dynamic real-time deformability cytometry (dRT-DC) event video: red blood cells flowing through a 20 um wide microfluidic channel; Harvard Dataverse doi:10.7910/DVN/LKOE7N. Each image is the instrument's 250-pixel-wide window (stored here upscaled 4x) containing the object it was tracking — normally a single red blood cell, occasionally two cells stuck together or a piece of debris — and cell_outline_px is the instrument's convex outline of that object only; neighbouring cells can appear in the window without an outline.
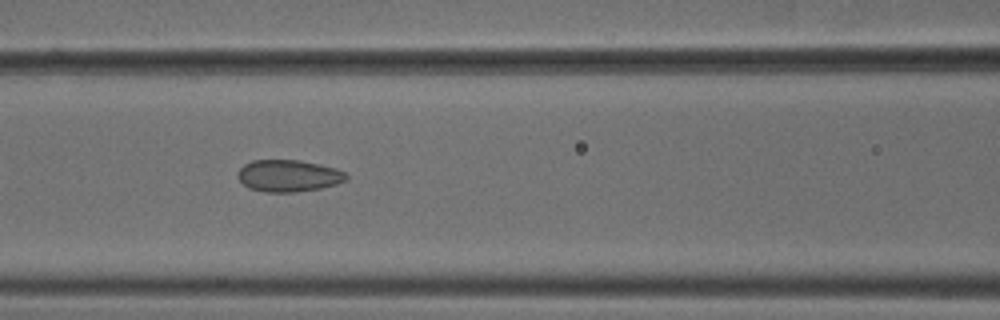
{"species": "common noctule bat (a hibernating species)", "species_latin": "Nyctalus noctula", "temperature_condition": "cold", "stored_images_in_passage": 36, "camera_frame_rate_fps": 3000, "um_per_image_px": 0.085, "animal": {"sex": "male", "body_mass_g": 18.8}, "frame": {"image": 1, "passage_image": 9, "time_ms": 2.667, "image_size_px": [1000, 320], "cell_outline_px": [[348, 180], [336, 184], [320, 188], [296, 192], [264, 192], [248, 188], [236, 176], [236, 172], [244, 164], [252, 160], [300, 160], [320, 164], [336, 168], [344, 172], [348, 176]], "centroid_in_image_um": [24.51, 14.94], "position_along_channel_um": 142.1, "area_um2": 20.35}}
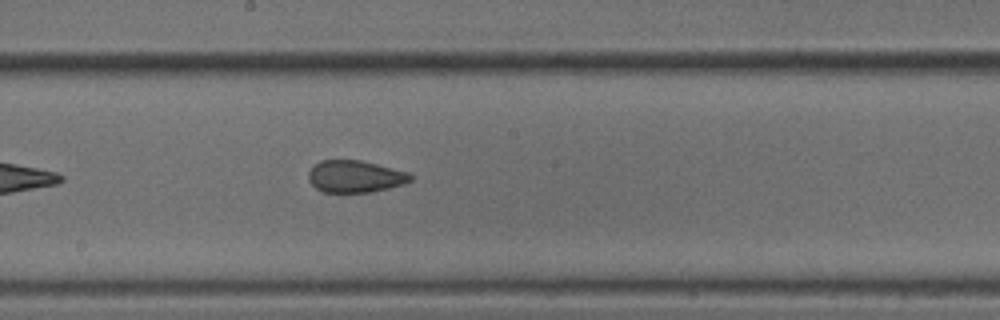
{"frame": {"image": 2, "passage_image": 15, "time_ms": 4.667, "image_size_px": [1000, 320], "cell_outline_px": [[412, 180], [404, 184], [388, 188], [368, 192], [324, 192], [316, 188], [308, 180], [308, 172], [320, 160], [360, 160], [408, 172], [412, 176]], "centroid_in_image_um": [30.18, 15.0], "position_along_channel_um": 218.0, "area_um2": 18.9}}
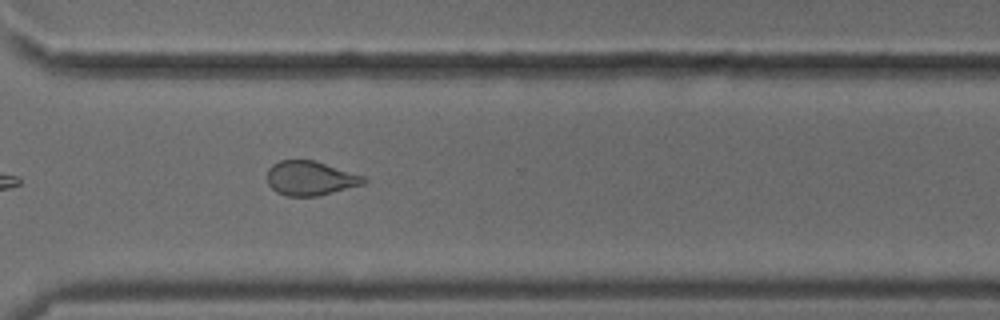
{"frame": {"image": 3, "passage_image": 25, "time_ms": 8.0, "image_size_px": [1000, 320], "cell_outline_px": [[368, 180], [364, 184], [316, 196], [288, 196], [276, 192], [268, 184], [268, 168], [272, 164], [280, 160], [312, 160], [368, 176]], "centroid_in_image_um": [26.41, 15.14], "position_along_channel_um": 344.2, "area_um2": 19.36}}